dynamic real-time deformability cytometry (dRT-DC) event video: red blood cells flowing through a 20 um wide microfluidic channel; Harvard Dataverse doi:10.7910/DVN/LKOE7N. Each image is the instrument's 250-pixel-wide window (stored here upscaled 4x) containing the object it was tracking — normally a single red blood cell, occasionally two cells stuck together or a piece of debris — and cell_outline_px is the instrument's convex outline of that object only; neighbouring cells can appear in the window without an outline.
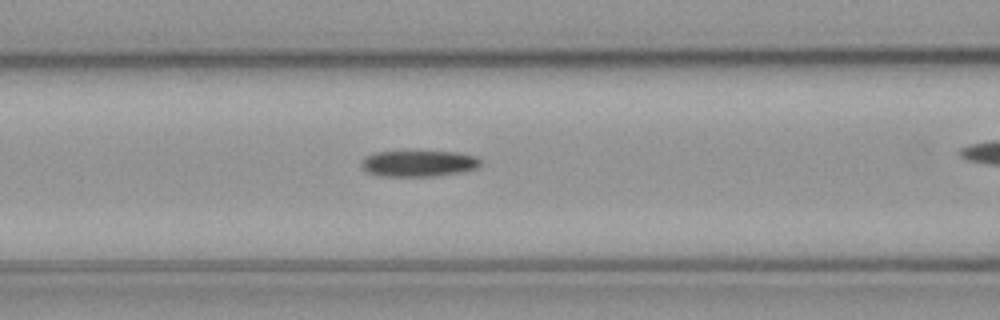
{"species": "common noctule bat (a hibernating species)", "species_latin": "Nyctalus noctula", "temperature_condition": "cold", "stored_images_in_passage": 40, "camera_frame_rate_fps": 3000, "um_per_image_px": 0.085, "animal": {"sex": "male", "body_mass_g": 23.1, "forearm_length_mm": 52.7}, "frame": {"image": 1, "passage_image": 18, "time_ms": 5.667, "image_size_px": [1000, 320], "cell_outline_px": [[480, 164], [476, 168], [464, 172], [432, 176], [380, 176], [368, 172], [360, 164], [364, 156], [376, 152], [456, 152], [476, 156], [480, 160]], "centroid_in_image_um": [35.58, 13.9], "position_along_channel_um": 131.0, "area_um2": 18.03}}
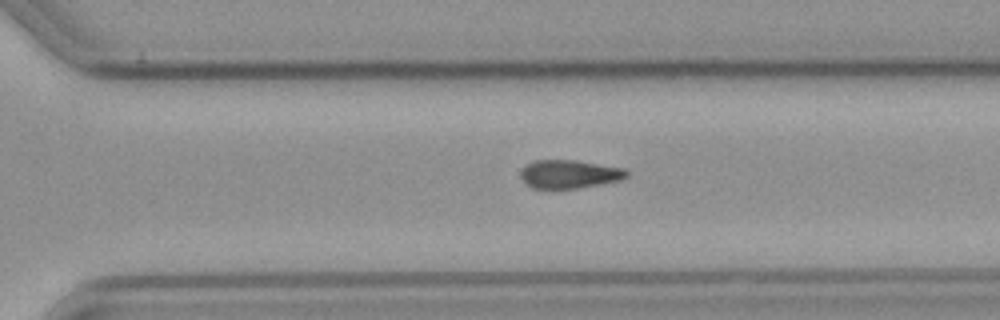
{"frame": {"image": 2, "passage_image": 34, "time_ms": 11.0, "image_size_px": [1000, 320], "cell_outline_px": [[628, 176], [620, 180], [576, 188], [532, 188], [524, 184], [520, 176], [520, 172], [528, 164], [536, 160], [576, 160], [624, 168], [628, 172]], "centroid_in_image_um": [48.37, 14.79], "position_along_channel_um": 322.2, "area_um2": 17.4}}